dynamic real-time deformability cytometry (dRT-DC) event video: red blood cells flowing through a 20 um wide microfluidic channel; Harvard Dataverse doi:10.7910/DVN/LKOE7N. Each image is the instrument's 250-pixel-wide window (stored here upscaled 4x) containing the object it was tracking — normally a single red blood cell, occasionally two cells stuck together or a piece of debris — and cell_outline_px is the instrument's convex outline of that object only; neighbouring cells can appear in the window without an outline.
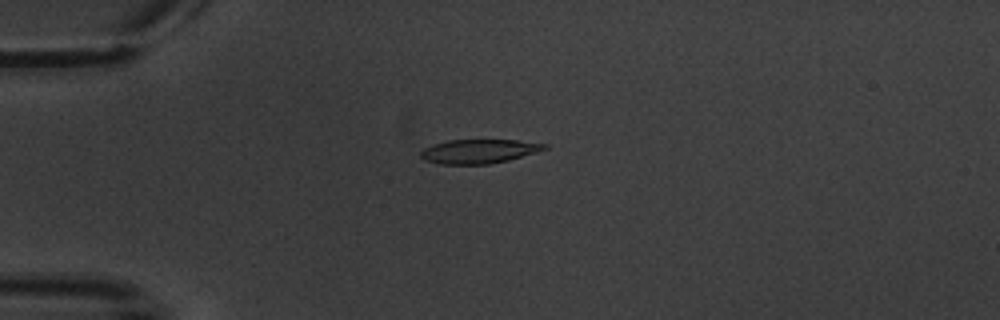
{"species": "common noctule bat (a hibernating species)", "species_latin": "Nyctalus noctula", "temperature_condition": "warm", "stored_images_in_passage": 6, "camera_frame_rate_fps": 3000, "um_per_image_px": 0.085, "animal": {"sex": "male", "body_mass_g": 20.1, "forearm_length_mm": 53.5}, "frame": {"image": 1, "passage_image": 5, "time_ms": 4.667, "image_size_px": [1000, 320], "cell_outline_px": [[548, 148], [536, 152], [508, 160], [488, 164], [440, 164], [424, 160], [420, 156], [420, 152], [424, 148], [448, 140], [516, 140], [548, 144]], "centroid_in_image_um": [40.7, 12.86], "position_along_channel_um": 44.3, "area_um2": 17.22}}